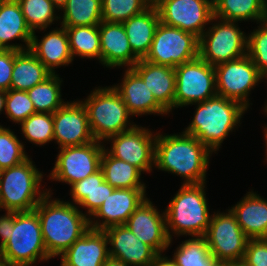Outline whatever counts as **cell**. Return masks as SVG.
Listing matches in <instances>:
<instances>
[{"label":"cell","mask_w":267,"mask_h":266,"mask_svg":"<svg viewBox=\"0 0 267 266\" xmlns=\"http://www.w3.org/2000/svg\"><path fill=\"white\" fill-rule=\"evenodd\" d=\"M160 132L155 140L154 169L182 177L183 185L206 183L213 152L191 135Z\"/></svg>","instance_id":"obj_1"},{"label":"cell","mask_w":267,"mask_h":266,"mask_svg":"<svg viewBox=\"0 0 267 266\" xmlns=\"http://www.w3.org/2000/svg\"><path fill=\"white\" fill-rule=\"evenodd\" d=\"M47 188V194L35 207L38 214L42 238L49 257H60L78 238L85 234L89 218L78 206L61 198H52L53 192Z\"/></svg>","instance_id":"obj_2"},{"label":"cell","mask_w":267,"mask_h":266,"mask_svg":"<svg viewBox=\"0 0 267 266\" xmlns=\"http://www.w3.org/2000/svg\"><path fill=\"white\" fill-rule=\"evenodd\" d=\"M193 119L182 131L197 138L214 154L226 138L241 127L243 115L247 112L238 101L216 94L203 102L194 103Z\"/></svg>","instance_id":"obj_3"},{"label":"cell","mask_w":267,"mask_h":266,"mask_svg":"<svg viewBox=\"0 0 267 266\" xmlns=\"http://www.w3.org/2000/svg\"><path fill=\"white\" fill-rule=\"evenodd\" d=\"M207 182L180 185L165 208L166 230L170 240L180 236H205L212 213L206 197ZM206 188V189H205Z\"/></svg>","instance_id":"obj_4"},{"label":"cell","mask_w":267,"mask_h":266,"mask_svg":"<svg viewBox=\"0 0 267 266\" xmlns=\"http://www.w3.org/2000/svg\"><path fill=\"white\" fill-rule=\"evenodd\" d=\"M29 157L24 162L0 171V211H31L48 193L42 185L45 173ZM45 188V189H44Z\"/></svg>","instance_id":"obj_5"},{"label":"cell","mask_w":267,"mask_h":266,"mask_svg":"<svg viewBox=\"0 0 267 266\" xmlns=\"http://www.w3.org/2000/svg\"><path fill=\"white\" fill-rule=\"evenodd\" d=\"M82 100L80 101L86 108L90 129L96 141L104 143L109 137L137 125L123 99L111 85L93 88Z\"/></svg>","instance_id":"obj_6"},{"label":"cell","mask_w":267,"mask_h":266,"mask_svg":"<svg viewBox=\"0 0 267 266\" xmlns=\"http://www.w3.org/2000/svg\"><path fill=\"white\" fill-rule=\"evenodd\" d=\"M10 239L0 248V253L12 266H35L49 262L36 210L14 212V225Z\"/></svg>","instance_id":"obj_7"},{"label":"cell","mask_w":267,"mask_h":266,"mask_svg":"<svg viewBox=\"0 0 267 266\" xmlns=\"http://www.w3.org/2000/svg\"><path fill=\"white\" fill-rule=\"evenodd\" d=\"M239 23L213 17L199 38V57L215 67L247 55L248 34Z\"/></svg>","instance_id":"obj_8"},{"label":"cell","mask_w":267,"mask_h":266,"mask_svg":"<svg viewBox=\"0 0 267 266\" xmlns=\"http://www.w3.org/2000/svg\"><path fill=\"white\" fill-rule=\"evenodd\" d=\"M199 57V38L180 28L159 22L144 60L176 68Z\"/></svg>","instance_id":"obj_9"},{"label":"cell","mask_w":267,"mask_h":266,"mask_svg":"<svg viewBox=\"0 0 267 266\" xmlns=\"http://www.w3.org/2000/svg\"><path fill=\"white\" fill-rule=\"evenodd\" d=\"M174 69V109L189 107L217 94L215 68L200 57Z\"/></svg>","instance_id":"obj_10"},{"label":"cell","mask_w":267,"mask_h":266,"mask_svg":"<svg viewBox=\"0 0 267 266\" xmlns=\"http://www.w3.org/2000/svg\"><path fill=\"white\" fill-rule=\"evenodd\" d=\"M104 143L92 141L78 146L59 148L55 164L47 176L51 182L71 186L101 168Z\"/></svg>","instance_id":"obj_11"},{"label":"cell","mask_w":267,"mask_h":266,"mask_svg":"<svg viewBox=\"0 0 267 266\" xmlns=\"http://www.w3.org/2000/svg\"><path fill=\"white\" fill-rule=\"evenodd\" d=\"M205 238L210 252L223 265L243 260L249 240L230 209L213 212Z\"/></svg>","instance_id":"obj_12"},{"label":"cell","mask_w":267,"mask_h":266,"mask_svg":"<svg viewBox=\"0 0 267 266\" xmlns=\"http://www.w3.org/2000/svg\"><path fill=\"white\" fill-rule=\"evenodd\" d=\"M156 136L157 130L154 132L137 124L130 130L109 137L104 142V149L111 156L138 168L143 174H150L154 170Z\"/></svg>","instance_id":"obj_13"},{"label":"cell","mask_w":267,"mask_h":266,"mask_svg":"<svg viewBox=\"0 0 267 266\" xmlns=\"http://www.w3.org/2000/svg\"><path fill=\"white\" fill-rule=\"evenodd\" d=\"M217 94L241 103L249 109L252 90L266 79L248 55L214 67Z\"/></svg>","instance_id":"obj_14"},{"label":"cell","mask_w":267,"mask_h":266,"mask_svg":"<svg viewBox=\"0 0 267 266\" xmlns=\"http://www.w3.org/2000/svg\"><path fill=\"white\" fill-rule=\"evenodd\" d=\"M160 22L192 33L198 38L214 17L213 0H160Z\"/></svg>","instance_id":"obj_15"},{"label":"cell","mask_w":267,"mask_h":266,"mask_svg":"<svg viewBox=\"0 0 267 266\" xmlns=\"http://www.w3.org/2000/svg\"><path fill=\"white\" fill-rule=\"evenodd\" d=\"M124 225L158 254L166 253L173 243L167 235L165 210H158L148 197L141 202Z\"/></svg>","instance_id":"obj_16"},{"label":"cell","mask_w":267,"mask_h":266,"mask_svg":"<svg viewBox=\"0 0 267 266\" xmlns=\"http://www.w3.org/2000/svg\"><path fill=\"white\" fill-rule=\"evenodd\" d=\"M54 143L59 148L95 141L85 106L80 99L67 101L53 113Z\"/></svg>","instance_id":"obj_17"},{"label":"cell","mask_w":267,"mask_h":266,"mask_svg":"<svg viewBox=\"0 0 267 266\" xmlns=\"http://www.w3.org/2000/svg\"><path fill=\"white\" fill-rule=\"evenodd\" d=\"M146 195V188H115L89 218L90 228L104 231L112 226L124 225L147 198Z\"/></svg>","instance_id":"obj_18"},{"label":"cell","mask_w":267,"mask_h":266,"mask_svg":"<svg viewBox=\"0 0 267 266\" xmlns=\"http://www.w3.org/2000/svg\"><path fill=\"white\" fill-rule=\"evenodd\" d=\"M108 238L109 257L128 266H150L158 253L138 239L126 225L112 226L104 230Z\"/></svg>","instance_id":"obj_19"},{"label":"cell","mask_w":267,"mask_h":266,"mask_svg":"<svg viewBox=\"0 0 267 266\" xmlns=\"http://www.w3.org/2000/svg\"><path fill=\"white\" fill-rule=\"evenodd\" d=\"M123 78L112 85L123 99L132 117L170 114L156 101L143 79L132 69H124Z\"/></svg>","instance_id":"obj_20"},{"label":"cell","mask_w":267,"mask_h":266,"mask_svg":"<svg viewBox=\"0 0 267 266\" xmlns=\"http://www.w3.org/2000/svg\"><path fill=\"white\" fill-rule=\"evenodd\" d=\"M101 64L110 69L132 68L140 59L133 53L122 23L99 24Z\"/></svg>","instance_id":"obj_21"},{"label":"cell","mask_w":267,"mask_h":266,"mask_svg":"<svg viewBox=\"0 0 267 266\" xmlns=\"http://www.w3.org/2000/svg\"><path fill=\"white\" fill-rule=\"evenodd\" d=\"M51 27L42 38L33 32L29 50L43 65L55 74L59 67L72 64L74 59L70 51L69 38L65 27ZM40 38V39H38Z\"/></svg>","instance_id":"obj_22"},{"label":"cell","mask_w":267,"mask_h":266,"mask_svg":"<svg viewBox=\"0 0 267 266\" xmlns=\"http://www.w3.org/2000/svg\"><path fill=\"white\" fill-rule=\"evenodd\" d=\"M108 258L106 233L89 228L60 256L59 266H103Z\"/></svg>","instance_id":"obj_23"},{"label":"cell","mask_w":267,"mask_h":266,"mask_svg":"<svg viewBox=\"0 0 267 266\" xmlns=\"http://www.w3.org/2000/svg\"><path fill=\"white\" fill-rule=\"evenodd\" d=\"M33 32L17 0L0 1V49L24 51L30 48ZM23 42L12 43V41ZM21 40V41H20Z\"/></svg>","instance_id":"obj_24"},{"label":"cell","mask_w":267,"mask_h":266,"mask_svg":"<svg viewBox=\"0 0 267 266\" xmlns=\"http://www.w3.org/2000/svg\"><path fill=\"white\" fill-rule=\"evenodd\" d=\"M132 69L143 79L156 101L170 114L174 111L175 69L140 59Z\"/></svg>","instance_id":"obj_25"},{"label":"cell","mask_w":267,"mask_h":266,"mask_svg":"<svg viewBox=\"0 0 267 266\" xmlns=\"http://www.w3.org/2000/svg\"><path fill=\"white\" fill-rule=\"evenodd\" d=\"M253 190L229 209L249 239L267 238V199Z\"/></svg>","instance_id":"obj_26"},{"label":"cell","mask_w":267,"mask_h":266,"mask_svg":"<svg viewBox=\"0 0 267 266\" xmlns=\"http://www.w3.org/2000/svg\"><path fill=\"white\" fill-rule=\"evenodd\" d=\"M114 189L105 181L100 168L97 172L70 186L69 194L72 201L68 200V202L78 206L79 209L83 208L86 211L84 214L90 218Z\"/></svg>","instance_id":"obj_27"},{"label":"cell","mask_w":267,"mask_h":266,"mask_svg":"<svg viewBox=\"0 0 267 266\" xmlns=\"http://www.w3.org/2000/svg\"><path fill=\"white\" fill-rule=\"evenodd\" d=\"M159 22L160 17L158 10L155 5H151L142 13L132 16L122 23L130 47L139 59H144L149 53L154 33Z\"/></svg>","instance_id":"obj_28"},{"label":"cell","mask_w":267,"mask_h":266,"mask_svg":"<svg viewBox=\"0 0 267 266\" xmlns=\"http://www.w3.org/2000/svg\"><path fill=\"white\" fill-rule=\"evenodd\" d=\"M214 17L233 22H263L267 0H213Z\"/></svg>","instance_id":"obj_29"},{"label":"cell","mask_w":267,"mask_h":266,"mask_svg":"<svg viewBox=\"0 0 267 266\" xmlns=\"http://www.w3.org/2000/svg\"><path fill=\"white\" fill-rule=\"evenodd\" d=\"M51 74L29 49L19 51L14 58L10 89L27 91Z\"/></svg>","instance_id":"obj_30"},{"label":"cell","mask_w":267,"mask_h":266,"mask_svg":"<svg viewBox=\"0 0 267 266\" xmlns=\"http://www.w3.org/2000/svg\"><path fill=\"white\" fill-rule=\"evenodd\" d=\"M104 179L114 188H146L142 172L121 159L111 156L105 149L101 157Z\"/></svg>","instance_id":"obj_31"},{"label":"cell","mask_w":267,"mask_h":266,"mask_svg":"<svg viewBox=\"0 0 267 266\" xmlns=\"http://www.w3.org/2000/svg\"><path fill=\"white\" fill-rule=\"evenodd\" d=\"M63 27L99 25L102 22V0H68L60 10Z\"/></svg>","instance_id":"obj_32"},{"label":"cell","mask_w":267,"mask_h":266,"mask_svg":"<svg viewBox=\"0 0 267 266\" xmlns=\"http://www.w3.org/2000/svg\"><path fill=\"white\" fill-rule=\"evenodd\" d=\"M181 241L172 254L178 266H224L209 250L205 236H191Z\"/></svg>","instance_id":"obj_33"},{"label":"cell","mask_w":267,"mask_h":266,"mask_svg":"<svg viewBox=\"0 0 267 266\" xmlns=\"http://www.w3.org/2000/svg\"><path fill=\"white\" fill-rule=\"evenodd\" d=\"M65 29L73 59L75 57L94 59L101 64L99 25L65 27Z\"/></svg>","instance_id":"obj_34"},{"label":"cell","mask_w":267,"mask_h":266,"mask_svg":"<svg viewBox=\"0 0 267 266\" xmlns=\"http://www.w3.org/2000/svg\"><path fill=\"white\" fill-rule=\"evenodd\" d=\"M62 79L58 73L51 74L43 82L27 90L36 112L53 114L67 102L62 98Z\"/></svg>","instance_id":"obj_35"},{"label":"cell","mask_w":267,"mask_h":266,"mask_svg":"<svg viewBox=\"0 0 267 266\" xmlns=\"http://www.w3.org/2000/svg\"><path fill=\"white\" fill-rule=\"evenodd\" d=\"M17 2L32 32H45L55 24V21L56 24L60 21V13H58L60 11L51 0H17Z\"/></svg>","instance_id":"obj_36"},{"label":"cell","mask_w":267,"mask_h":266,"mask_svg":"<svg viewBox=\"0 0 267 266\" xmlns=\"http://www.w3.org/2000/svg\"><path fill=\"white\" fill-rule=\"evenodd\" d=\"M23 140L36 146H45L54 141V123L52 113L36 112L30 115L20 125Z\"/></svg>","instance_id":"obj_37"},{"label":"cell","mask_w":267,"mask_h":266,"mask_svg":"<svg viewBox=\"0 0 267 266\" xmlns=\"http://www.w3.org/2000/svg\"><path fill=\"white\" fill-rule=\"evenodd\" d=\"M25 144L10 127L0 126V171L16 166L30 156Z\"/></svg>","instance_id":"obj_38"},{"label":"cell","mask_w":267,"mask_h":266,"mask_svg":"<svg viewBox=\"0 0 267 266\" xmlns=\"http://www.w3.org/2000/svg\"><path fill=\"white\" fill-rule=\"evenodd\" d=\"M150 6L147 0H102V21L123 23Z\"/></svg>","instance_id":"obj_39"},{"label":"cell","mask_w":267,"mask_h":266,"mask_svg":"<svg viewBox=\"0 0 267 266\" xmlns=\"http://www.w3.org/2000/svg\"><path fill=\"white\" fill-rule=\"evenodd\" d=\"M247 55L267 80V25L264 22L248 33Z\"/></svg>","instance_id":"obj_40"},{"label":"cell","mask_w":267,"mask_h":266,"mask_svg":"<svg viewBox=\"0 0 267 266\" xmlns=\"http://www.w3.org/2000/svg\"><path fill=\"white\" fill-rule=\"evenodd\" d=\"M36 113L27 91L9 89L6 91L5 115L9 121L20 125Z\"/></svg>","instance_id":"obj_41"},{"label":"cell","mask_w":267,"mask_h":266,"mask_svg":"<svg viewBox=\"0 0 267 266\" xmlns=\"http://www.w3.org/2000/svg\"><path fill=\"white\" fill-rule=\"evenodd\" d=\"M242 261L248 266H267V238L249 239Z\"/></svg>","instance_id":"obj_42"},{"label":"cell","mask_w":267,"mask_h":266,"mask_svg":"<svg viewBox=\"0 0 267 266\" xmlns=\"http://www.w3.org/2000/svg\"><path fill=\"white\" fill-rule=\"evenodd\" d=\"M19 51L0 49V90H9L15 55Z\"/></svg>","instance_id":"obj_43"},{"label":"cell","mask_w":267,"mask_h":266,"mask_svg":"<svg viewBox=\"0 0 267 266\" xmlns=\"http://www.w3.org/2000/svg\"><path fill=\"white\" fill-rule=\"evenodd\" d=\"M4 212L0 215V248L10 239L11 226L14 225V212Z\"/></svg>","instance_id":"obj_44"},{"label":"cell","mask_w":267,"mask_h":266,"mask_svg":"<svg viewBox=\"0 0 267 266\" xmlns=\"http://www.w3.org/2000/svg\"><path fill=\"white\" fill-rule=\"evenodd\" d=\"M150 266H178L171 257L167 256L166 254H158Z\"/></svg>","instance_id":"obj_45"},{"label":"cell","mask_w":267,"mask_h":266,"mask_svg":"<svg viewBox=\"0 0 267 266\" xmlns=\"http://www.w3.org/2000/svg\"><path fill=\"white\" fill-rule=\"evenodd\" d=\"M5 103H6V91L0 90V115L5 114Z\"/></svg>","instance_id":"obj_46"},{"label":"cell","mask_w":267,"mask_h":266,"mask_svg":"<svg viewBox=\"0 0 267 266\" xmlns=\"http://www.w3.org/2000/svg\"><path fill=\"white\" fill-rule=\"evenodd\" d=\"M103 266H128L127 264L121 262L118 259L109 257L108 260L104 263Z\"/></svg>","instance_id":"obj_47"},{"label":"cell","mask_w":267,"mask_h":266,"mask_svg":"<svg viewBox=\"0 0 267 266\" xmlns=\"http://www.w3.org/2000/svg\"><path fill=\"white\" fill-rule=\"evenodd\" d=\"M262 130H263L262 132L264 134L263 138H264V141H265V153H264L265 154L264 155L265 159H264V161L266 160L265 162L267 163V125H265Z\"/></svg>","instance_id":"obj_48"},{"label":"cell","mask_w":267,"mask_h":266,"mask_svg":"<svg viewBox=\"0 0 267 266\" xmlns=\"http://www.w3.org/2000/svg\"><path fill=\"white\" fill-rule=\"evenodd\" d=\"M51 1L60 11L68 0H51Z\"/></svg>","instance_id":"obj_49"},{"label":"cell","mask_w":267,"mask_h":266,"mask_svg":"<svg viewBox=\"0 0 267 266\" xmlns=\"http://www.w3.org/2000/svg\"><path fill=\"white\" fill-rule=\"evenodd\" d=\"M224 266H248L244 261H236L229 264H226Z\"/></svg>","instance_id":"obj_50"},{"label":"cell","mask_w":267,"mask_h":266,"mask_svg":"<svg viewBox=\"0 0 267 266\" xmlns=\"http://www.w3.org/2000/svg\"><path fill=\"white\" fill-rule=\"evenodd\" d=\"M0 266H12L0 253Z\"/></svg>","instance_id":"obj_51"},{"label":"cell","mask_w":267,"mask_h":266,"mask_svg":"<svg viewBox=\"0 0 267 266\" xmlns=\"http://www.w3.org/2000/svg\"><path fill=\"white\" fill-rule=\"evenodd\" d=\"M263 113L265 114V116L267 117V100L265 101L264 107H263Z\"/></svg>","instance_id":"obj_52"},{"label":"cell","mask_w":267,"mask_h":266,"mask_svg":"<svg viewBox=\"0 0 267 266\" xmlns=\"http://www.w3.org/2000/svg\"><path fill=\"white\" fill-rule=\"evenodd\" d=\"M151 5H156L160 0H147Z\"/></svg>","instance_id":"obj_53"},{"label":"cell","mask_w":267,"mask_h":266,"mask_svg":"<svg viewBox=\"0 0 267 266\" xmlns=\"http://www.w3.org/2000/svg\"><path fill=\"white\" fill-rule=\"evenodd\" d=\"M263 22L267 25V15H266V17L264 18Z\"/></svg>","instance_id":"obj_54"}]
</instances>
